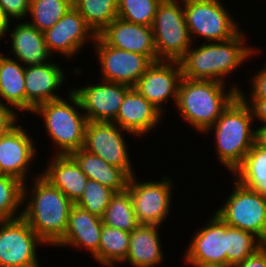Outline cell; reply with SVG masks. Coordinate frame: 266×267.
Returning a JSON list of instances; mask_svg holds the SVG:
<instances>
[{"mask_svg": "<svg viewBox=\"0 0 266 267\" xmlns=\"http://www.w3.org/2000/svg\"><path fill=\"white\" fill-rule=\"evenodd\" d=\"M102 218L77 205L70 209L68 225L63 239L55 246L88 249L92 257L98 252L102 232Z\"/></svg>", "mask_w": 266, "mask_h": 267, "instance_id": "44dd1931", "label": "cell"}, {"mask_svg": "<svg viewBox=\"0 0 266 267\" xmlns=\"http://www.w3.org/2000/svg\"><path fill=\"white\" fill-rule=\"evenodd\" d=\"M239 90L238 96L250 107L253 119L262 124H266V100L265 99H247L246 93ZM249 101V102H248Z\"/></svg>", "mask_w": 266, "mask_h": 267, "instance_id": "f35d334b", "label": "cell"}, {"mask_svg": "<svg viewBox=\"0 0 266 267\" xmlns=\"http://www.w3.org/2000/svg\"><path fill=\"white\" fill-rule=\"evenodd\" d=\"M158 61H180L192 46L183 0H162L152 25Z\"/></svg>", "mask_w": 266, "mask_h": 267, "instance_id": "8992f818", "label": "cell"}, {"mask_svg": "<svg viewBox=\"0 0 266 267\" xmlns=\"http://www.w3.org/2000/svg\"><path fill=\"white\" fill-rule=\"evenodd\" d=\"M256 143L266 149V124H260L256 128Z\"/></svg>", "mask_w": 266, "mask_h": 267, "instance_id": "60d3db41", "label": "cell"}, {"mask_svg": "<svg viewBox=\"0 0 266 267\" xmlns=\"http://www.w3.org/2000/svg\"><path fill=\"white\" fill-rule=\"evenodd\" d=\"M98 55L102 80L134 87L139 78L153 64L145 55L108 45L99 35L92 44Z\"/></svg>", "mask_w": 266, "mask_h": 267, "instance_id": "7c38bea8", "label": "cell"}, {"mask_svg": "<svg viewBox=\"0 0 266 267\" xmlns=\"http://www.w3.org/2000/svg\"><path fill=\"white\" fill-rule=\"evenodd\" d=\"M227 84L214 80H191L183 77L179 84L176 102L182 119L189 122L196 131L204 133L216 122L241 90V87L238 88L236 84H232L227 90L225 87Z\"/></svg>", "mask_w": 266, "mask_h": 267, "instance_id": "3957f363", "label": "cell"}, {"mask_svg": "<svg viewBox=\"0 0 266 267\" xmlns=\"http://www.w3.org/2000/svg\"><path fill=\"white\" fill-rule=\"evenodd\" d=\"M231 175L245 187L266 196V149L255 142Z\"/></svg>", "mask_w": 266, "mask_h": 267, "instance_id": "4316f807", "label": "cell"}, {"mask_svg": "<svg viewBox=\"0 0 266 267\" xmlns=\"http://www.w3.org/2000/svg\"><path fill=\"white\" fill-rule=\"evenodd\" d=\"M8 27V21L5 19L1 9H0V41L4 38L5 30Z\"/></svg>", "mask_w": 266, "mask_h": 267, "instance_id": "b9f144b4", "label": "cell"}, {"mask_svg": "<svg viewBox=\"0 0 266 267\" xmlns=\"http://www.w3.org/2000/svg\"><path fill=\"white\" fill-rule=\"evenodd\" d=\"M183 8L192 42L197 36L204 42L225 41L241 31L220 0H183Z\"/></svg>", "mask_w": 266, "mask_h": 267, "instance_id": "52a82bcc", "label": "cell"}, {"mask_svg": "<svg viewBox=\"0 0 266 267\" xmlns=\"http://www.w3.org/2000/svg\"><path fill=\"white\" fill-rule=\"evenodd\" d=\"M130 86L100 80L99 84L71 89L78 97L87 120L90 122H113Z\"/></svg>", "mask_w": 266, "mask_h": 267, "instance_id": "9a60e30c", "label": "cell"}, {"mask_svg": "<svg viewBox=\"0 0 266 267\" xmlns=\"http://www.w3.org/2000/svg\"><path fill=\"white\" fill-rule=\"evenodd\" d=\"M263 245L254 234L226 224L227 267H234L243 262Z\"/></svg>", "mask_w": 266, "mask_h": 267, "instance_id": "1f68e13d", "label": "cell"}, {"mask_svg": "<svg viewBox=\"0 0 266 267\" xmlns=\"http://www.w3.org/2000/svg\"><path fill=\"white\" fill-rule=\"evenodd\" d=\"M103 224L132 232L138 225L129 191L115 192L102 217Z\"/></svg>", "mask_w": 266, "mask_h": 267, "instance_id": "f546056e", "label": "cell"}, {"mask_svg": "<svg viewBox=\"0 0 266 267\" xmlns=\"http://www.w3.org/2000/svg\"><path fill=\"white\" fill-rule=\"evenodd\" d=\"M162 0H118V18L134 24L152 27Z\"/></svg>", "mask_w": 266, "mask_h": 267, "instance_id": "836d02e7", "label": "cell"}, {"mask_svg": "<svg viewBox=\"0 0 266 267\" xmlns=\"http://www.w3.org/2000/svg\"><path fill=\"white\" fill-rule=\"evenodd\" d=\"M122 132L132 134L114 122L88 121L83 149L99 156L106 163L123 169L131 177L135 171Z\"/></svg>", "mask_w": 266, "mask_h": 267, "instance_id": "8fae6325", "label": "cell"}, {"mask_svg": "<svg viewBox=\"0 0 266 267\" xmlns=\"http://www.w3.org/2000/svg\"><path fill=\"white\" fill-rule=\"evenodd\" d=\"M251 79V89L249 99H265L266 100V64L257 71Z\"/></svg>", "mask_w": 266, "mask_h": 267, "instance_id": "74e56055", "label": "cell"}, {"mask_svg": "<svg viewBox=\"0 0 266 267\" xmlns=\"http://www.w3.org/2000/svg\"><path fill=\"white\" fill-rule=\"evenodd\" d=\"M114 193L110 187L88 179L83 194L75 205L102 218Z\"/></svg>", "mask_w": 266, "mask_h": 267, "instance_id": "e575fe53", "label": "cell"}, {"mask_svg": "<svg viewBox=\"0 0 266 267\" xmlns=\"http://www.w3.org/2000/svg\"><path fill=\"white\" fill-rule=\"evenodd\" d=\"M43 35L48 51L52 55H65L67 59L77 55L89 40L94 43L97 36L74 6Z\"/></svg>", "mask_w": 266, "mask_h": 267, "instance_id": "2e32d148", "label": "cell"}, {"mask_svg": "<svg viewBox=\"0 0 266 267\" xmlns=\"http://www.w3.org/2000/svg\"><path fill=\"white\" fill-rule=\"evenodd\" d=\"M185 251V263L193 267H227L226 223L214 213L199 227Z\"/></svg>", "mask_w": 266, "mask_h": 267, "instance_id": "4fadbf2b", "label": "cell"}, {"mask_svg": "<svg viewBox=\"0 0 266 267\" xmlns=\"http://www.w3.org/2000/svg\"><path fill=\"white\" fill-rule=\"evenodd\" d=\"M73 6L96 35L118 18V0H73Z\"/></svg>", "mask_w": 266, "mask_h": 267, "instance_id": "f1b7e54d", "label": "cell"}, {"mask_svg": "<svg viewBox=\"0 0 266 267\" xmlns=\"http://www.w3.org/2000/svg\"><path fill=\"white\" fill-rule=\"evenodd\" d=\"M254 122L250 107L237 96L204 132L213 131L217 159L231 173L243 162L256 142V129L252 127Z\"/></svg>", "mask_w": 266, "mask_h": 267, "instance_id": "277c9868", "label": "cell"}, {"mask_svg": "<svg viewBox=\"0 0 266 267\" xmlns=\"http://www.w3.org/2000/svg\"><path fill=\"white\" fill-rule=\"evenodd\" d=\"M6 104L0 102V136L8 133L18 122V112ZM16 123V124H15Z\"/></svg>", "mask_w": 266, "mask_h": 267, "instance_id": "8d00e7d4", "label": "cell"}, {"mask_svg": "<svg viewBox=\"0 0 266 267\" xmlns=\"http://www.w3.org/2000/svg\"><path fill=\"white\" fill-rule=\"evenodd\" d=\"M64 73L61 65L51 61L25 67L26 112L31 113L42 103L62 98L56 93L65 83Z\"/></svg>", "mask_w": 266, "mask_h": 267, "instance_id": "d6986e66", "label": "cell"}, {"mask_svg": "<svg viewBox=\"0 0 266 267\" xmlns=\"http://www.w3.org/2000/svg\"><path fill=\"white\" fill-rule=\"evenodd\" d=\"M158 225L139 224L130 233L129 251L122 263L132 267H156L164 260Z\"/></svg>", "mask_w": 266, "mask_h": 267, "instance_id": "cb8c5ba5", "label": "cell"}, {"mask_svg": "<svg viewBox=\"0 0 266 267\" xmlns=\"http://www.w3.org/2000/svg\"><path fill=\"white\" fill-rule=\"evenodd\" d=\"M67 93L66 99L70 102L63 98L48 101L38 105L32 112L43 118L44 128L56 147L57 155L71 154L83 148L88 122L78 97L70 89Z\"/></svg>", "mask_w": 266, "mask_h": 267, "instance_id": "5b68a950", "label": "cell"}, {"mask_svg": "<svg viewBox=\"0 0 266 267\" xmlns=\"http://www.w3.org/2000/svg\"><path fill=\"white\" fill-rule=\"evenodd\" d=\"M234 267H266V244Z\"/></svg>", "mask_w": 266, "mask_h": 267, "instance_id": "ab89813d", "label": "cell"}, {"mask_svg": "<svg viewBox=\"0 0 266 267\" xmlns=\"http://www.w3.org/2000/svg\"><path fill=\"white\" fill-rule=\"evenodd\" d=\"M99 36L110 46L147 56L158 62L152 27L116 18Z\"/></svg>", "mask_w": 266, "mask_h": 267, "instance_id": "ac0fdd59", "label": "cell"}, {"mask_svg": "<svg viewBox=\"0 0 266 267\" xmlns=\"http://www.w3.org/2000/svg\"><path fill=\"white\" fill-rule=\"evenodd\" d=\"M23 186L15 177L0 176V222L22 217L19 208L23 205Z\"/></svg>", "mask_w": 266, "mask_h": 267, "instance_id": "d6a6232c", "label": "cell"}, {"mask_svg": "<svg viewBox=\"0 0 266 267\" xmlns=\"http://www.w3.org/2000/svg\"><path fill=\"white\" fill-rule=\"evenodd\" d=\"M135 175L130 177L127 190L131 196L138 223L162 225L171 212L174 189L172 179L164 175L160 181L139 182Z\"/></svg>", "mask_w": 266, "mask_h": 267, "instance_id": "9c48e42d", "label": "cell"}, {"mask_svg": "<svg viewBox=\"0 0 266 267\" xmlns=\"http://www.w3.org/2000/svg\"><path fill=\"white\" fill-rule=\"evenodd\" d=\"M32 181L31 188L28 182L23 186L22 218L45 245L55 247L64 237L74 204L41 174H37Z\"/></svg>", "mask_w": 266, "mask_h": 267, "instance_id": "6da1fadb", "label": "cell"}, {"mask_svg": "<svg viewBox=\"0 0 266 267\" xmlns=\"http://www.w3.org/2000/svg\"><path fill=\"white\" fill-rule=\"evenodd\" d=\"M163 114L147 101L134 87L125 94L119 112L113 121L132 136H146L162 121ZM143 135V136H142Z\"/></svg>", "mask_w": 266, "mask_h": 267, "instance_id": "ffe728a7", "label": "cell"}, {"mask_svg": "<svg viewBox=\"0 0 266 267\" xmlns=\"http://www.w3.org/2000/svg\"><path fill=\"white\" fill-rule=\"evenodd\" d=\"M130 232L103 224L98 252L93 256L103 267H114L125 260L129 251Z\"/></svg>", "mask_w": 266, "mask_h": 267, "instance_id": "83f0119b", "label": "cell"}, {"mask_svg": "<svg viewBox=\"0 0 266 267\" xmlns=\"http://www.w3.org/2000/svg\"><path fill=\"white\" fill-rule=\"evenodd\" d=\"M182 78V67L179 61H158L146 70L134 88L164 115L163 105L170 97L176 105Z\"/></svg>", "mask_w": 266, "mask_h": 267, "instance_id": "5bb4252c", "label": "cell"}, {"mask_svg": "<svg viewBox=\"0 0 266 267\" xmlns=\"http://www.w3.org/2000/svg\"><path fill=\"white\" fill-rule=\"evenodd\" d=\"M10 22L5 30L4 36L10 33L11 37V52L13 58L21 62L25 67L42 65L50 62V57L53 55L48 51L47 44L44 41L43 32L38 31L31 26L27 21L16 24L13 31L10 30ZM8 32V33H7Z\"/></svg>", "mask_w": 266, "mask_h": 267, "instance_id": "603a6c76", "label": "cell"}, {"mask_svg": "<svg viewBox=\"0 0 266 267\" xmlns=\"http://www.w3.org/2000/svg\"><path fill=\"white\" fill-rule=\"evenodd\" d=\"M234 180L231 194L215 213L228 226L250 232L266 244V196Z\"/></svg>", "mask_w": 266, "mask_h": 267, "instance_id": "ba28073f", "label": "cell"}, {"mask_svg": "<svg viewBox=\"0 0 266 267\" xmlns=\"http://www.w3.org/2000/svg\"><path fill=\"white\" fill-rule=\"evenodd\" d=\"M31 0H0V9L8 21L12 19L22 20L29 13Z\"/></svg>", "mask_w": 266, "mask_h": 267, "instance_id": "d590c367", "label": "cell"}, {"mask_svg": "<svg viewBox=\"0 0 266 267\" xmlns=\"http://www.w3.org/2000/svg\"><path fill=\"white\" fill-rule=\"evenodd\" d=\"M225 41L202 42L199 47L192 45L179 61L184 78L191 80H214L226 83V76L233 74L259 50L246 45L245 33Z\"/></svg>", "mask_w": 266, "mask_h": 267, "instance_id": "7a4b0ae2", "label": "cell"}, {"mask_svg": "<svg viewBox=\"0 0 266 267\" xmlns=\"http://www.w3.org/2000/svg\"><path fill=\"white\" fill-rule=\"evenodd\" d=\"M45 246L22 218L0 222V267H40L37 247Z\"/></svg>", "mask_w": 266, "mask_h": 267, "instance_id": "30bf717a", "label": "cell"}, {"mask_svg": "<svg viewBox=\"0 0 266 267\" xmlns=\"http://www.w3.org/2000/svg\"><path fill=\"white\" fill-rule=\"evenodd\" d=\"M72 7L73 0H31L28 13L31 21L28 23L44 32L52 28Z\"/></svg>", "mask_w": 266, "mask_h": 267, "instance_id": "4dcf8cb0", "label": "cell"}, {"mask_svg": "<svg viewBox=\"0 0 266 267\" xmlns=\"http://www.w3.org/2000/svg\"><path fill=\"white\" fill-rule=\"evenodd\" d=\"M25 66L0 53V102L17 111H26ZM5 101V103H4Z\"/></svg>", "mask_w": 266, "mask_h": 267, "instance_id": "484cf974", "label": "cell"}, {"mask_svg": "<svg viewBox=\"0 0 266 267\" xmlns=\"http://www.w3.org/2000/svg\"><path fill=\"white\" fill-rule=\"evenodd\" d=\"M70 155L76 160L88 179L110 187L115 192L127 189L130 176L123 169L106 163L99 156L93 155L83 148L73 151Z\"/></svg>", "mask_w": 266, "mask_h": 267, "instance_id": "d4e9b609", "label": "cell"}, {"mask_svg": "<svg viewBox=\"0 0 266 267\" xmlns=\"http://www.w3.org/2000/svg\"><path fill=\"white\" fill-rule=\"evenodd\" d=\"M50 158L40 174L75 204L83 194L88 177L70 154H53Z\"/></svg>", "mask_w": 266, "mask_h": 267, "instance_id": "7402d4cb", "label": "cell"}, {"mask_svg": "<svg viewBox=\"0 0 266 267\" xmlns=\"http://www.w3.org/2000/svg\"><path fill=\"white\" fill-rule=\"evenodd\" d=\"M21 124L0 136V171L3 175L17 178L26 183L30 165L36 159V144Z\"/></svg>", "mask_w": 266, "mask_h": 267, "instance_id": "e0dca14e", "label": "cell"}]
</instances>
